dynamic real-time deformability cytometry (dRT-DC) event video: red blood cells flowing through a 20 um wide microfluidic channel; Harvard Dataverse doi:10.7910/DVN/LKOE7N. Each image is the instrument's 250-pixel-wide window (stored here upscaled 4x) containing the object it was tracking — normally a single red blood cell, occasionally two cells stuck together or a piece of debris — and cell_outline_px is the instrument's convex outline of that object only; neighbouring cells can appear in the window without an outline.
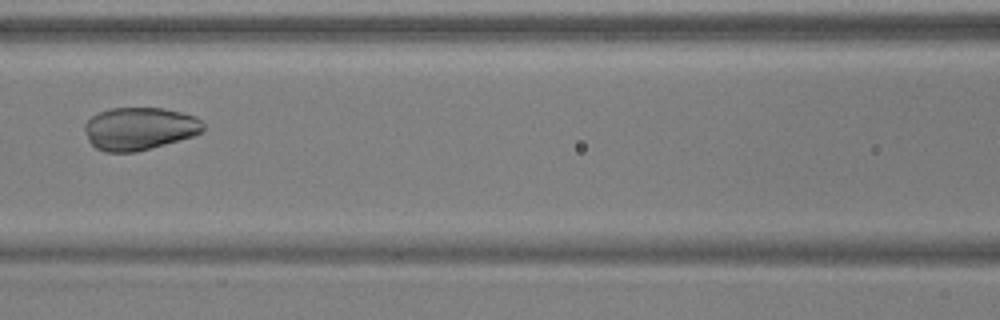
{"species": "common noctule bat (a hibernating species)", "species_latin": "Nyctalus noctula", "temperature_condition": "warm", "stored_images_in_passage": 6, "camera_frame_rate_fps": 3000, "um_per_image_px": 0.085, "animal": {"sex": "male", "body_mass_g": 17.9, "forearm_length_mm": 54.2}, "frame": {"image": 1, "passage_image": 6, "time_ms": 1.667, "image_size_px": [1000, 320], "cell_outline_px": [[204, 128], [200, 132], [192, 136], [136, 152], [104, 152], [96, 148], [88, 140], [84, 128], [84, 124], [92, 116], [100, 112], [112, 108], [164, 108], [196, 116], [204, 124]], "centroid_in_image_um": [11.83, 10.93], "position_along_channel_um": 154.8, "area_um2": 29.3}}